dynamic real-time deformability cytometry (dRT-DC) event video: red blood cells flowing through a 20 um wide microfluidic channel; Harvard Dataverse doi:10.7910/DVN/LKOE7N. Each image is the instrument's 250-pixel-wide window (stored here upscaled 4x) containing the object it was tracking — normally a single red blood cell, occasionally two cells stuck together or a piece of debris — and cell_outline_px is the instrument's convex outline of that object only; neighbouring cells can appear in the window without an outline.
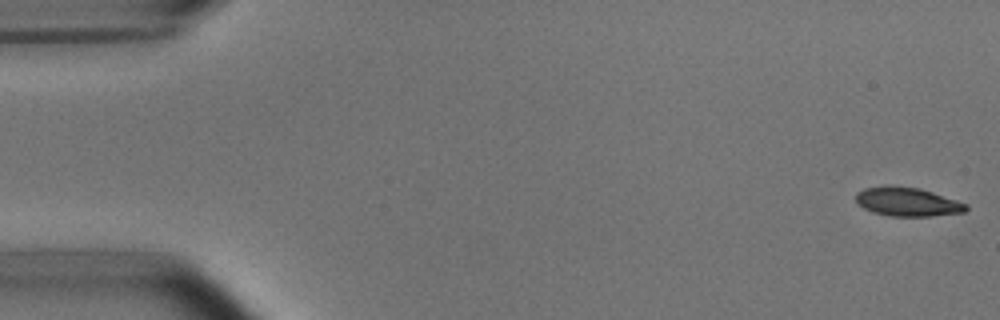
{"species": "common noctule bat (a hibernating species)", "species_latin": "Nyctalus noctula", "temperature_condition": "room temperature", "stored_images_in_passage": 53, "camera_frame_rate_fps": 3000, "um_per_image_px": 0.085, "animal": {"sex": "male", "body_mass_g": 15.6}, "frame": {"image": 1, "passage_image": 1, "time_ms": 0.0, "image_size_px": [1000, 320], "cell_outline_px": [[968, 208], [964, 212], [932, 216], [888, 216], [872, 212], [864, 208], [856, 200], [856, 192], [864, 188], [920, 188], [968, 204]], "centroid_in_image_um": [77.17, 17.2], "position_along_channel_um": 7.8, "area_um2": 17.86}}
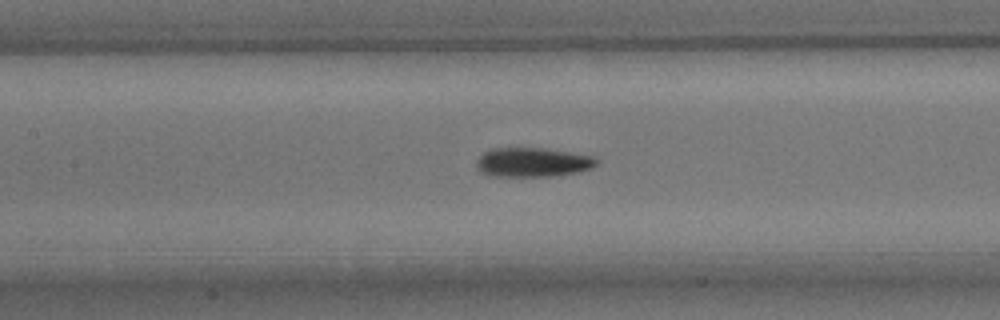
{"frame": {"image": 2, "passage_image": 24, "time_ms": 7.667, "image_size_px": [1000, 320], "cell_outline_px": [[600, 160], [592, 168], [580, 172], [552, 176], [492, 176], [480, 172], [476, 168], [476, 160], [484, 152], [492, 148], [544, 148], [596, 156]], "centroid_in_image_um": [45.3, 13.79], "position_along_channel_um": 162.1, "area_um2": 20.75}}
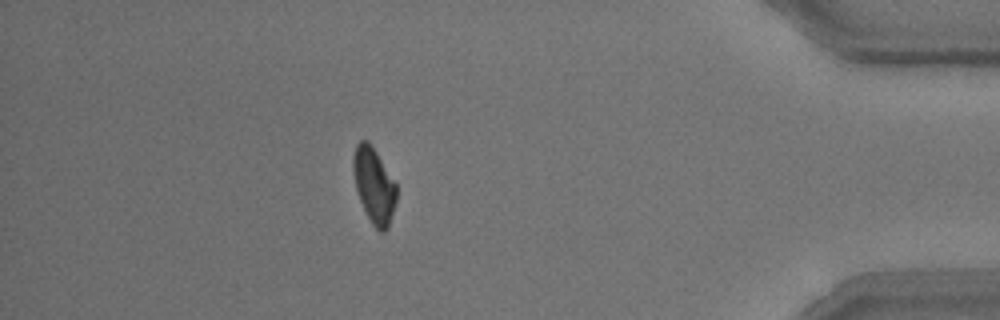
{"frame": {"image": 3, "passage_image": 47, "time_ms": 15.333, "image_size_px": [1000, 320], "cell_outline_px": [[396, 200], [388, 228], [384, 232], [380, 232], [372, 224], [360, 200], [356, 188], [352, 172], [352, 156], [356, 144], [360, 140], [368, 140], [376, 152], [396, 184]], "centroid_in_image_um": [31.76, 15.73], "position_along_channel_um": 403.4, "area_um2": 18.84}, "authors_computed_cell_mechanics": {"area_um2": 19.8254, "velocity_mm_per_s": 3.7403, "shape_relaxation_time_tau1_ms": 3.3015, "shape_relaxation_time_tau2_ms": 3.5128, "deformation_change_tau1": 0.1482, "deformation_change_tau2": 0.0933}}